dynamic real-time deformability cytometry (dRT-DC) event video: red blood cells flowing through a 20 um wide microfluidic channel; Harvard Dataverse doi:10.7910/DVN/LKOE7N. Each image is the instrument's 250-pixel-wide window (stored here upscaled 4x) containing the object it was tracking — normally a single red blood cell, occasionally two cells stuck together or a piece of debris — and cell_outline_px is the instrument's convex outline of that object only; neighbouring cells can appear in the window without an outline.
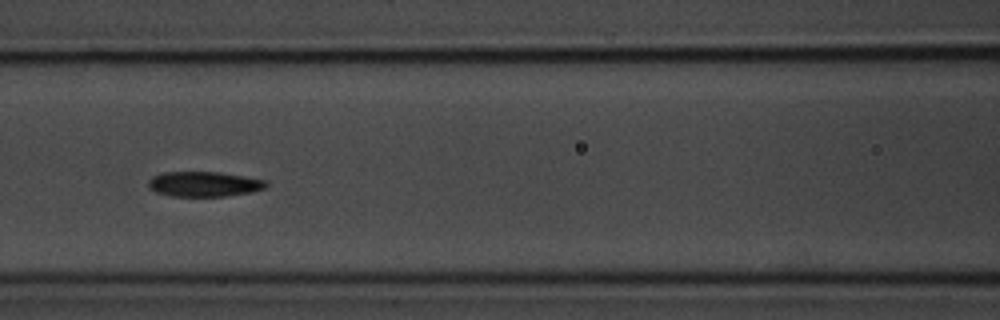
{"species": "common noctule bat (a hibernating species)", "species_latin": "Nyctalus noctula", "temperature_condition": "room temperature", "stored_images_in_passage": 32, "camera_frame_rate_fps": 3000, "um_per_image_px": 0.085, "animal": {"sex": "male", "body_mass_g": 20.1, "forearm_length_mm": 53.5}, "frame": {"image": 1, "passage_image": 10, "time_ms": 3.0, "image_size_px": [1000, 320], "cell_outline_px": [[268, 184], [264, 188], [252, 192], [224, 196], [172, 196], [156, 192], [148, 188], [148, 180], [152, 176], [164, 172], [220, 172], [268, 180]], "centroid_in_image_um": [17.34, 15.64], "position_along_channel_um": 149.3, "area_um2": 17.28}, "authors_computed_cell_mechanics": {"area_um2": 17.6579, "velocity_mm_per_s": 3.681, "shape_relaxation_time_tau1_ms": 2.5435, "shape_relaxation_time_tau2_ms": 3.3927, "deformation_change_tau1": 0.1472, "deformation_change_tau2": 0.0993}}